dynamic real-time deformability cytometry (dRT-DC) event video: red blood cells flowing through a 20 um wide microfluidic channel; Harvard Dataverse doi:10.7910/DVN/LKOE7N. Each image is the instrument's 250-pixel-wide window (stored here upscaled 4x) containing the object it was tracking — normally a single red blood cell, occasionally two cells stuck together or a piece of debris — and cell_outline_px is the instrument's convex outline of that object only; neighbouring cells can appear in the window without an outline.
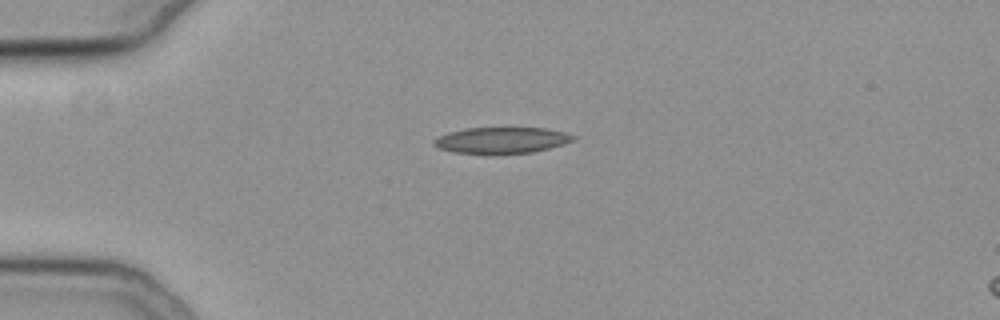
{"species": "common noctule bat (a hibernating species)", "species_latin": "Nyctalus noctula", "temperature_condition": "cold", "stored_images_in_passage": 42, "camera_frame_rate_fps": 3000, "um_per_image_px": 0.085, "animal": {"sex": "female", "body_mass_g": 19.3, "forearm_length_mm": 54.1}, "frame": {"image": 1, "passage_image": 1, "time_ms": 0.0, "image_size_px": [1000, 320], "cell_outline_px": [[576, 140], [564, 144], [532, 152], [500, 156], [492, 156], [452, 152], [440, 148], [432, 144], [432, 140], [448, 132], [464, 128], [544, 128], [564, 132], [576, 136]], "centroid_in_image_um": [42.61, 11.96], "position_along_channel_um": 42.4, "area_um2": 21.96}}
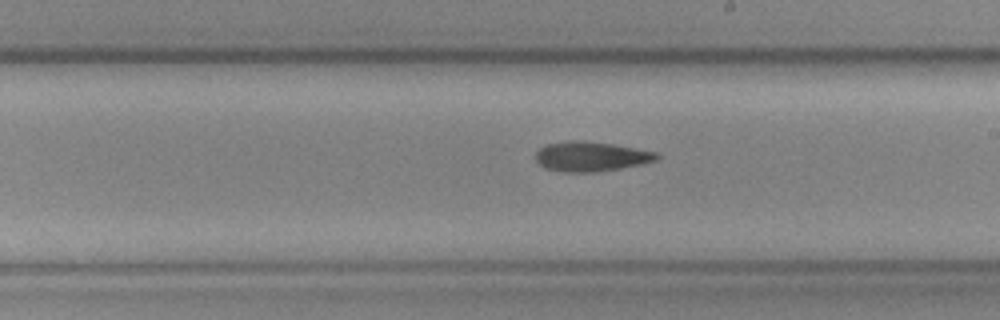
{"frame": {"image": 2, "passage_image": 19, "time_ms": 6.0, "image_size_px": [1000, 320], "cell_outline_px": [[660, 156], [656, 160], [644, 164], [596, 172], [564, 172], [544, 168], [536, 160], [536, 152], [540, 148], [548, 144], [568, 140], [584, 140], [612, 144], [660, 152]], "centroid_in_image_um": [50.27, 13.3], "position_along_channel_um": 238.7, "area_um2": 21.15}}
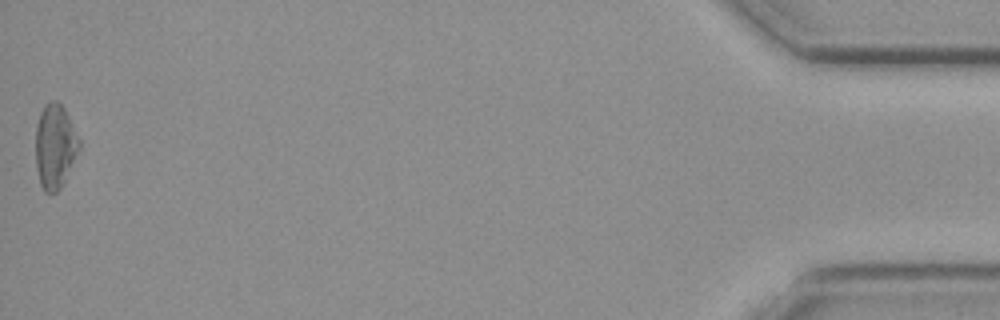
{"frame": {"image": 3, "passage_image": 42, "time_ms": 13.667, "image_size_px": [1000, 320], "cell_outline_px": [[80, 148], [60, 188], [56, 192], [44, 192], [40, 184], [36, 168], [36, 124], [40, 112], [44, 104], [52, 100], [56, 100], [64, 108], [80, 140]], "centroid_in_image_um": [4.65, 12.41], "position_along_channel_um": 430.5, "area_um2": 21.27}, "authors_computed_cell_mechanics": {"area_um2": 21.0681, "velocity_mm_per_s": 3.7796, "shape_relaxation_time_tau1_ms": 4.0976, "shape_relaxation_time_tau2_ms": null, "deformation_change_tau1": 0.1175, "deformation_change_tau2": null}}